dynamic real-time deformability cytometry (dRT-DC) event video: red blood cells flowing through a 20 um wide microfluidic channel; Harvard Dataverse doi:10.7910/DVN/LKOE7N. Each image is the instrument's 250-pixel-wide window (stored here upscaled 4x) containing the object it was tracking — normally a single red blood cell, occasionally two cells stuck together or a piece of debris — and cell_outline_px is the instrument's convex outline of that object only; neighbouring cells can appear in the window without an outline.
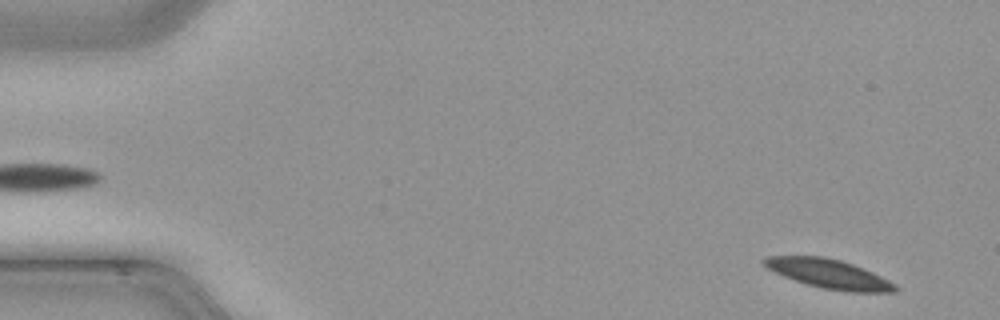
{"species": "common noctule bat (a hibernating species)", "species_latin": "Nyctalus noctula", "temperature_condition": "cold", "stored_images_in_passage": 49, "camera_frame_rate_fps": 3000, "um_per_image_px": 0.085, "animal": {"sex": "male", "body_mass_g": 21.5, "forearm_length_mm": 52.0}, "frame": {"image": 1, "passage_image": 3, "time_ms": 0.667, "image_size_px": [1000, 320], "cell_outline_px": [[900, 288], [896, 292], [848, 292], [820, 288], [784, 276], [768, 268], [760, 260], [764, 256], [824, 256], [840, 260], [852, 264], [872, 272], [896, 284]], "centroid_in_image_um": [70.47, 23.28], "position_along_channel_um": 14.5, "area_um2": 22.2}}
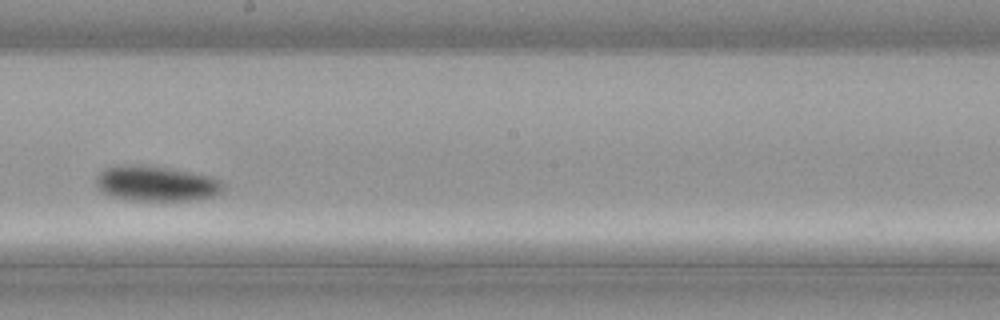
{"frame": {"image": 2, "passage_image": 28, "time_ms": 9.0, "image_size_px": [1000, 320], "cell_outline_px": [[224, 188], [220, 192], [212, 196], [188, 200], [132, 200], [116, 196], [104, 192], [96, 184], [96, 180], [100, 172], [104, 168], [116, 164], [132, 164], [164, 168], [188, 172], [208, 176], [220, 180], [224, 184]], "centroid_in_image_um": [13.25, 15.59], "position_along_channel_um": 234.9, "area_um2": 25.49}}
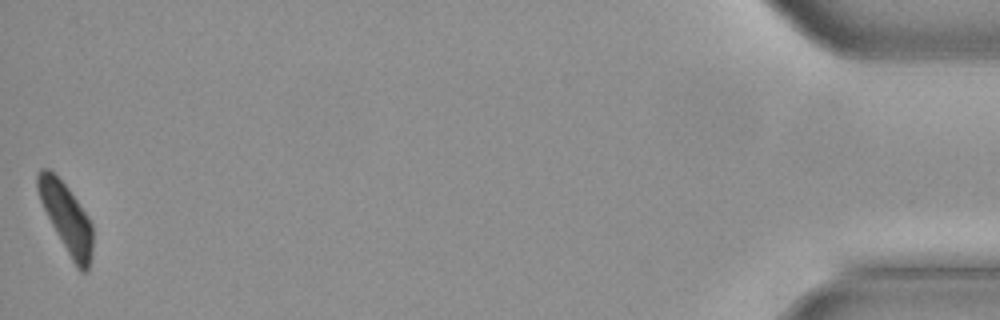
{"frame": {"image": 3, "passage_image": 49, "time_ms": 16.0, "image_size_px": [1000, 320], "cell_outline_px": [[92, 252], [88, 272], [80, 272], [76, 268], [56, 232], [40, 200], [36, 188], [36, 176], [40, 168], [48, 168], [68, 188], [88, 216], [92, 224]], "centroid_in_image_um": [5.65, 18.54], "position_along_channel_um": 429.6, "area_um2": 21.85}}